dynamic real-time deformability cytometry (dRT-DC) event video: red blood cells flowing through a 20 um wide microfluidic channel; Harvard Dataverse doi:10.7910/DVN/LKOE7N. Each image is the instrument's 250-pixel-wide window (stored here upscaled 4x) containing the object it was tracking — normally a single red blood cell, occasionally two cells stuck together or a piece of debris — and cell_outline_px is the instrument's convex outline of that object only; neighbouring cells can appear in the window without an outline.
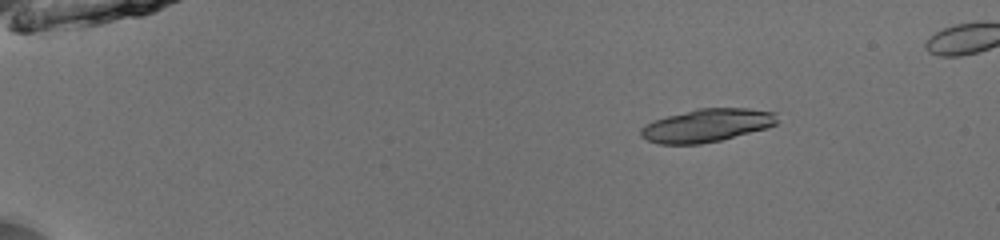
{"species": "common noctule bat (a hibernating species)", "species_latin": "Nyctalus noctula", "temperature_condition": "room temperature", "stored_images_in_passage": 44, "camera_frame_rate_fps": 3000, "um_per_image_px": 0.085, "animal": {"sex": "male", "body_mass_g": 13.0, "forearm_length_mm": 53.1}, "frame": {"image": 1, "passage_image": 1, "time_ms": 0.0, "image_size_px": [1000, 240], "cell_outline_px": [[776, 124], [768, 128], [720, 140], [700, 144], [660, 144], [648, 140], [640, 136], [640, 128], [656, 120], [668, 116], [696, 108], [748, 108], [776, 112]], "centroid_in_image_um": [60.1, 10.66], "position_along_channel_um": 24.9, "area_um2": 26.13}}